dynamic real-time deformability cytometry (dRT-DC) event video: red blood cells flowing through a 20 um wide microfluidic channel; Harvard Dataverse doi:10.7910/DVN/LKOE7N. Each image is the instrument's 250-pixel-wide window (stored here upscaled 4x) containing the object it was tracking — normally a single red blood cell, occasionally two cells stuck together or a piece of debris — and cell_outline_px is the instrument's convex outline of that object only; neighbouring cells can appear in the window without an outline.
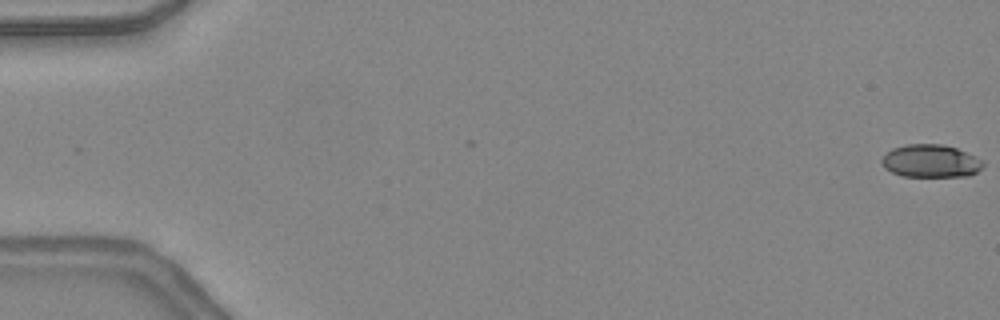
{"species": "common noctule bat (a hibernating species)", "species_latin": "Nyctalus noctula", "temperature_condition": "warm", "stored_images_in_passage": 16, "camera_frame_rate_fps": 3000, "um_per_image_px": 0.085, "animal": {"sex": "female", "body_mass_g": 24.6, "forearm_length_mm": 56.2}, "frame": {"image": 1, "passage_image": 1, "time_ms": 0.0, "image_size_px": [1000, 320], "cell_outline_px": [[984, 164], [976, 172], [968, 176], [900, 176], [884, 168], [880, 160], [892, 148], [908, 144], [944, 144], [956, 148], [984, 160]], "centroid_in_image_um": [79.1, 13.68], "position_along_channel_um": 5.9, "area_um2": 19.36}}
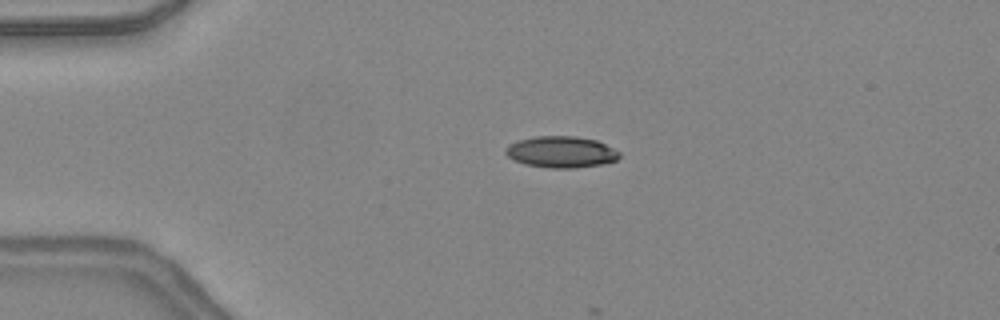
{"frame": {"image": 2, "passage_image": 12, "time_ms": 3.667, "image_size_px": [1000, 320], "cell_outline_px": [[620, 156], [616, 160], [604, 164], [572, 168], [548, 168], [524, 164], [508, 156], [504, 152], [504, 148], [508, 144], [520, 140], [536, 136], [576, 136], [596, 140], [620, 152]], "centroid_in_image_um": [47.68, 12.92], "position_along_channel_um": 37.3, "area_um2": 20.81}}